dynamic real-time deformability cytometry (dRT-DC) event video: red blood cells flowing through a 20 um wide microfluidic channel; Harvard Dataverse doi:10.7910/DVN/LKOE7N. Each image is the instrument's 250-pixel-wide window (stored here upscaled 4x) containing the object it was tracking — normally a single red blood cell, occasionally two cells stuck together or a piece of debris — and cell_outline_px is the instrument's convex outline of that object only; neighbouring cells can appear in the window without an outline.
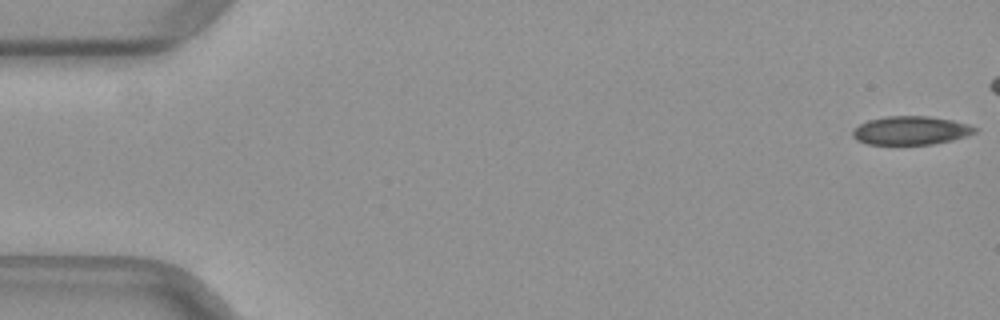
{"species": "common noctule bat (a hibernating species)", "species_latin": "Nyctalus noctula", "temperature_condition": "warm", "stored_images_in_passage": 28, "camera_frame_rate_fps": 3000, "um_per_image_px": 0.085, "animal": {"sex": "female", "body_mass_g": 29.2, "forearm_length_mm": 56.3}, "frame": {"image": 1, "passage_image": 1, "time_ms": 0.0, "image_size_px": [1000, 320], "cell_outline_px": [[980, 128], [976, 132], [968, 136], [952, 140], [932, 144], [868, 144], [856, 140], [852, 136], [852, 132], [860, 124], [868, 120], [888, 116], [928, 116], [952, 120], [968, 124]], "centroid_in_image_um": [77.46, 11.09], "position_along_channel_um": 7.5, "area_um2": 20.35}}